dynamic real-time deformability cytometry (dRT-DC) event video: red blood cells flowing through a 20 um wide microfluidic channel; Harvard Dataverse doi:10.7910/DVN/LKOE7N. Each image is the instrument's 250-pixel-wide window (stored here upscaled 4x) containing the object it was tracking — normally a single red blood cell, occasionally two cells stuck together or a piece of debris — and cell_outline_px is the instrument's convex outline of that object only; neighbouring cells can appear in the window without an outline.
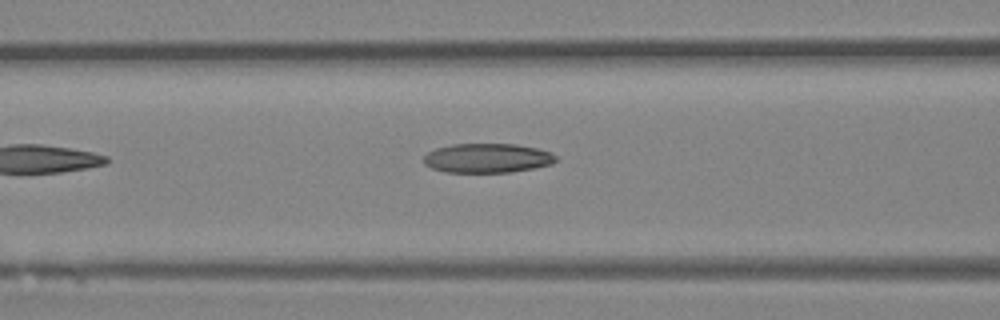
{"species": "Egyptian fruit bat (a non-hibernating species)", "species_latin": "Rousettus aegyptiacus", "temperature_condition": "room temperature", "stored_images_in_passage": 5, "camera_frame_rate_fps": 3000, "um_per_image_px": 0.085, "animal": {"sex": "female"}, "frame": {"image": 1, "passage_image": 5, "time_ms": 5.333, "image_size_px": [1000, 320], "cell_outline_px": [[556, 160], [552, 164], [536, 168], [512, 172], [444, 172], [432, 168], [424, 164], [424, 156], [428, 152], [436, 148], [452, 144], [516, 144], [536, 148], [552, 152], [556, 156]], "centroid_in_image_um": [41.44, 13.44], "position_along_channel_um": 125.2, "area_um2": 22.72}}